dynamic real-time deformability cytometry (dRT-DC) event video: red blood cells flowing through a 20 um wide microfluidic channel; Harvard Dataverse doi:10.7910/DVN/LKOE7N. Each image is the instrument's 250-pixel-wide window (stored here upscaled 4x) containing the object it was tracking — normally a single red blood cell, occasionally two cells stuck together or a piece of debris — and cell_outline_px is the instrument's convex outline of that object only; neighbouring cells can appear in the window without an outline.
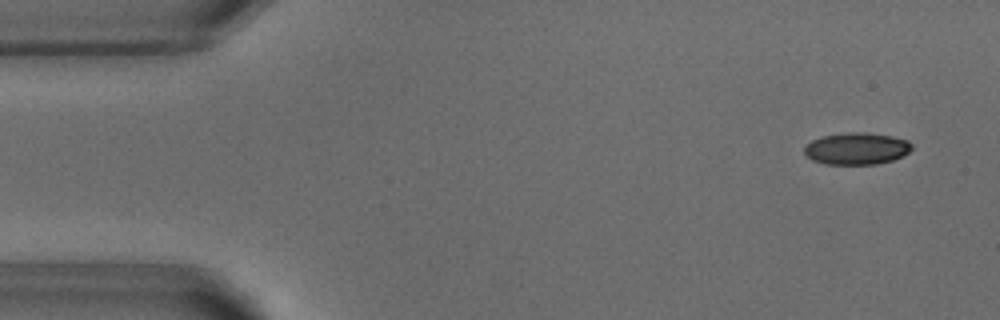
{"species": "common noctule bat (a hibernating species)", "species_latin": "Nyctalus noctula", "temperature_condition": "warm", "stored_images_in_passage": 52, "camera_frame_rate_fps": 3000, "um_per_image_px": 0.085, "animal": {"sex": "male", "body_mass_g": 18.8}, "frame": {"image": 1, "passage_image": 3, "time_ms": 0.667, "image_size_px": [1000, 320], "cell_outline_px": [[912, 148], [908, 152], [892, 160], [876, 164], [824, 164], [812, 160], [804, 152], [804, 148], [812, 140], [824, 136], [848, 132], [864, 132], [892, 136], [908, 140], [912, 144]], "centroid_in_image_um": [72.82, 12.63], "position_along_channel_um": 12.2, "area_um2": 19.83}}
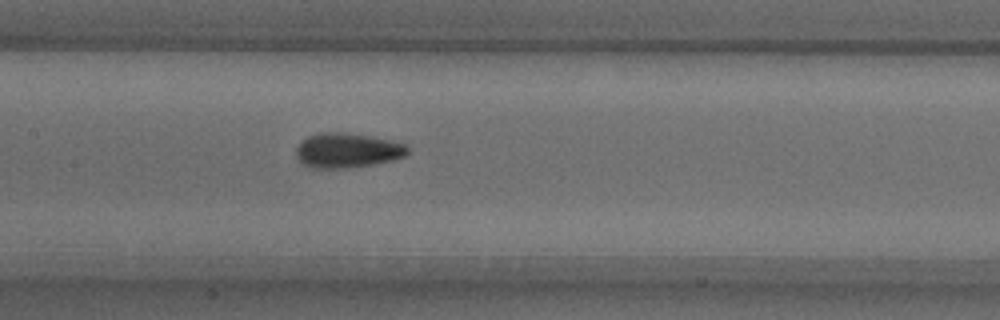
{"frame": {"image": 2, "passage_image": 24, "time_ms": 7.667, "image_size_px": [1000, 320], "cell_outline_px": [[408, 152], [404, 156], [396, 160], [348, 168], [308, 168], [296, 156], [296, 148], [308, 136], [320, 132], [344, 132], [372, 136], [404, 144], [408, 148]], "centroid_in_image_um": [29.51, 12.79], "position_along_channel_um": 177.9, "area_um2": 22.54}}
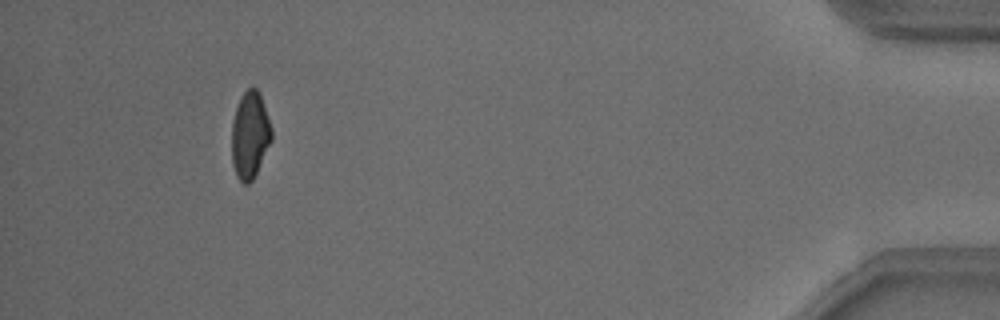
{"frame": {"image": 3, "passage_image": 48, "time_ms": 15.667, "image_size_px": [1000, 320], "cell_outline_px": [[272, 140], [252, 180], [248, 184], [244, 184], [236, 176], [232, 164], [232, 120], [240, 96], [248, 88], [256, 88], [260, 92], [272, 128]], "centroid_in_image_um": [21.24, 11.46], "position_along_channel_um": 414.0, "area_um2": 20.23}, "authors_computed_cell_mechanics": {"area_um2": 21.0681, "velocity_mm_per_s": 3.8256, "shape_relaxation_time_tau1_ms": 4.4457, "shape_relaxation_time_tau2_ms": 1.8018, "deformation_change_tau1": 0.1104, "deformation_change_tau2": 0.0781}}